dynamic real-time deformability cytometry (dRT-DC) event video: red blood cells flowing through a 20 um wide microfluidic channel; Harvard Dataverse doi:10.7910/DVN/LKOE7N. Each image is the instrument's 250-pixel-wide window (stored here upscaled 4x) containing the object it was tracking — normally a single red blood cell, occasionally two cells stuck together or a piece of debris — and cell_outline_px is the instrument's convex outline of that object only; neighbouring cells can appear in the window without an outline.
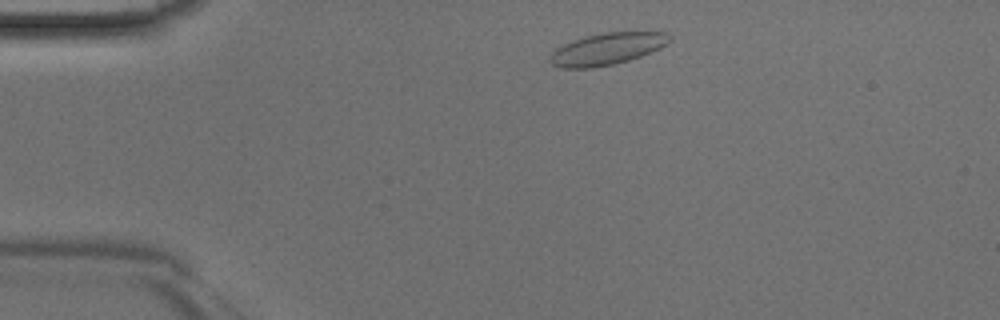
{"species": "Egyptian fruit bat (a non-hibernating species)", "species_latin": "Rousettus aegyptiacus", "temperature_condition": "room temperature", "stored_images_in_passage": 37, "camera_frame_rate_fps": 3000, "um_per_image_px": 0.085, "animal": {"sex": "male"}, "frame": {"image": 1, "passage_image": 1, "time_ms": 0.0, "image_size_px": [1000, 320], "cell_outline_px": [[672, 40], [640, 56], [628, 60], [612, 64], [592, 68], [560, 68], [552, 64], [548, 60], [552, 52], [556, 48], [572, 40], [584, 36], [604, 32], [668, 32], [672, 36]], "centroid_in_image_um": [51.55, 4.15], "position_along_channel_um": 33.5, "area_um2": 22.02}}
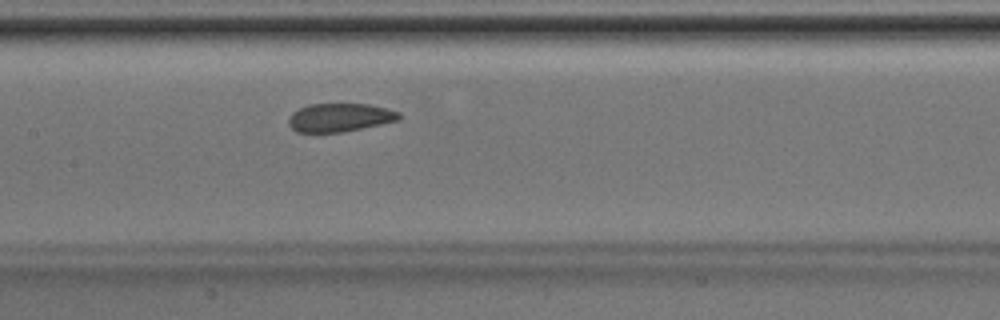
{"frame": {"image": 2, "passage_image": 14, "time_ms": 4.333, "image_size_px": [1000, 320], "cell_outline_px": [[400, 120], [344, 132], [296, 132], [288, 124], [288, 116], [292, 112], [308, 104], [368, 104], [400, 112]], "centroid_in_image_um": [28.85, 9.99], "position_along_channel_um": 178.5, "area_um2": 18.32}}
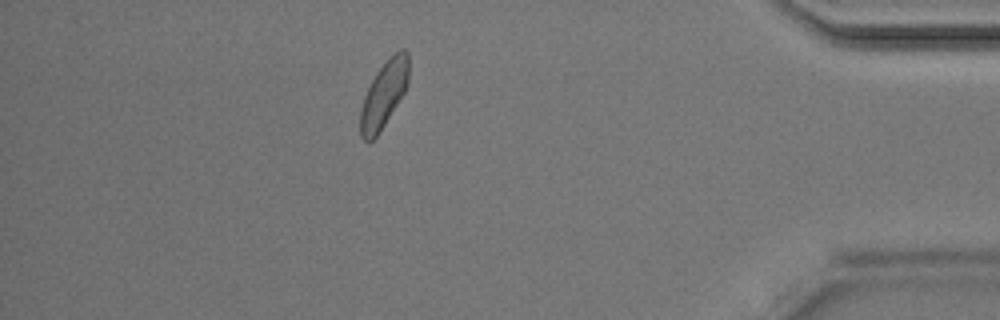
{"frame": {"image": 3, "passage_image": 32, "time_ms": 10.333, "image_size_px": [1000, 320], "cell_outline_px": [[408, 84], [404, 92], [384, 124], [376, 136], [368, 144], [360, 136], [360, 108], [364, 96], [376, 72], [400, 48], [404, 48], [408, 52]], "centroid_in_image_um": [32.61, 8.04], "position_along_channel_um": 402.6, "area_um2": 18.38}}